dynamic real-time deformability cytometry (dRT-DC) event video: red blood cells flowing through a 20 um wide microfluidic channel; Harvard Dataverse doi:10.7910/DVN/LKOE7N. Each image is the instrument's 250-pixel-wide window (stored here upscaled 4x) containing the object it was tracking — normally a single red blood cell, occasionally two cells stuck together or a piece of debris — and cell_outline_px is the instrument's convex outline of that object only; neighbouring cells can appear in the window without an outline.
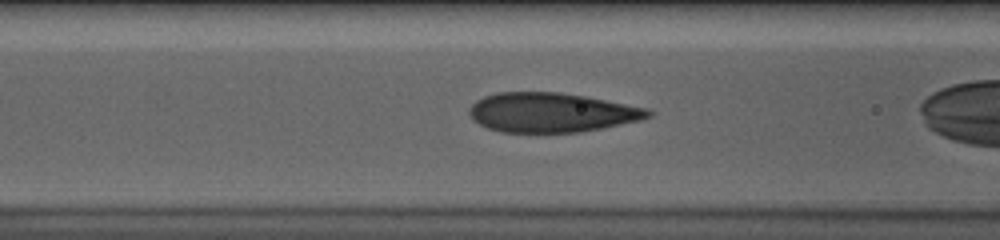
{"species": "human", "species_latin": "Homo sapiens", "temperature_condition": "cold", "stored_images_in_passage": 36, "camera_frame_rate_fps": 3000, "um_per_image_px": 0.085, "donor": {"sex": "male"}, "frame": {"image": 1, "passage_image": 14, "time_ms": 4.333, "image_size_px": [1000, 240], "cell_outline_px": [[652, 116], [640, 120], [580, 132], [500, 132], [488, 128], [480, 124], [468, 112], [468, 108], [476, 100], [484, 96], [500, 92], [560, 92], [584, 96], [648, 108], [652, 112]], "centroid_in_image_um": [46.87, 9.55], "position_along_channel_um": 119.7, "area_um2": 40.86}}
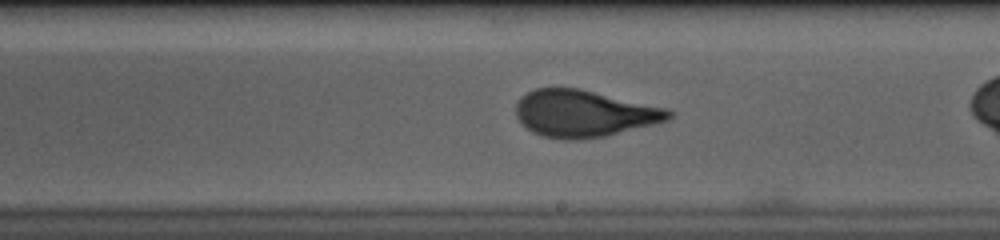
{"frame": {"image": 2, "passage_image": 24, "time_ms": 7.667, "image_size_px": [1000, 240], "cell_outline_px": [[672, 116], [668, 120], [604, 136], [580, 140], [564, 140], [544, 136], [532, 132], [520, 124], [516, 116], [516, 104], [528, 92], [536, 88], [580, 88], [668, 108], [672, 112]], "centroid_in_image_um": [49.62, 9.65], "position_along_channel_um": 239.4, "area_um2": 41.67}}
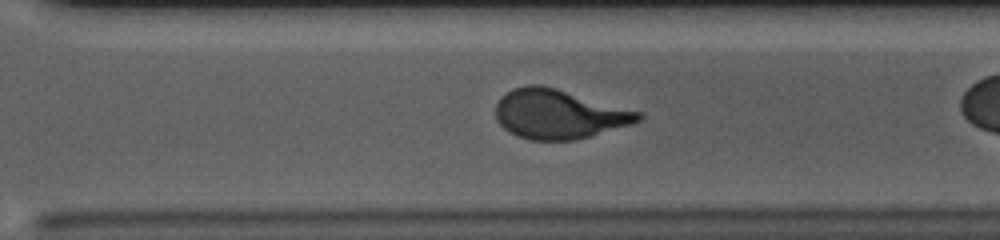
{"frame": {"image": 3, "passage_image": 31, "time_ms": 10.0, "image_size_px": [1000, 240], "cell_outline_px": [[644, 116], [640, 120], [632, 124], [592, 136], [576, 140], [532, 140], [516, 136], [508, 132], [496, 120], [496, 104], [500, 96], [512, 88], [528, 84], [540, 84], [556, 88], [644, 112]], "centroid_in_image_um": [47.51, 9.69], "position_along_channel_um": 323.1, "area_um2": 41.5}}